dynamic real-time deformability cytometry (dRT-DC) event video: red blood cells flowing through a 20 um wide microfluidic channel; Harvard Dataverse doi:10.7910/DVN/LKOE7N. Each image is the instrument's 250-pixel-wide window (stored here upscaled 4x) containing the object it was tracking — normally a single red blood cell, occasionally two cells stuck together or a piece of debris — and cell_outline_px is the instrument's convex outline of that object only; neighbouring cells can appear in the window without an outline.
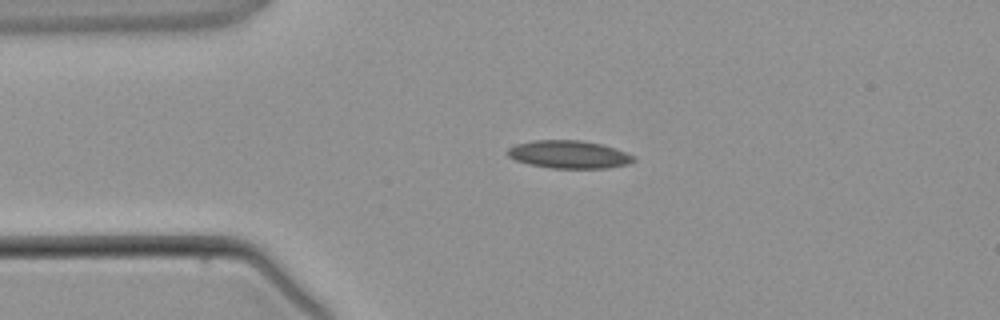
{"species": "common noctule bat (a hibernating species)", "species_latin": "Nyctalus noctula", "temperature_condition": "warm", "stored_images_in_passage": 2, "camera_frame_rate_fps": 3000, "um_per_image_px": 0.085, "animal": {"sex": "male", "body_mass_g": 21.5, "forearm_length_mm": 52.0}, "frame": {"image": 1, "passage_image": 1, "time_ms": 0.0, "image_size_px": [1000, 320], "cell_outline_px": [[636, 160], [628, 164], [608, 168], [552, 168], [528, 164], [516, 160], [508, 156], [508, 148], [516, 144], [532, 140], [580, 140], [600, 144], [624, 152], [632, 156]], "centroid_in_image_um": [48.32, 13.13], "position_along_channel_um": 36.7, "area_um2": 20.23}}
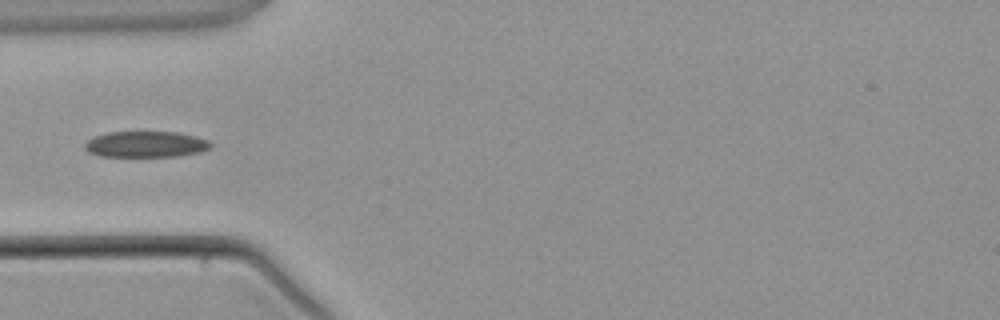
{"frame": {"image": 2, "passage_image": 2, "time_ms": 1.333, "image_size_px": [1000, 320], "cell_outline_px": [[212, 148], [200, 152], [176, 156], [100, 156], [88, 152], [84, 148], [84, 144], [92, 136], [108, 132], [176, 132], [196, 136], [208, 140], [212, 144]], "centroid_in_image_um": [12.39, 12.26], "position_along_channel_um": 72.6, "area_um2": 19.19}}